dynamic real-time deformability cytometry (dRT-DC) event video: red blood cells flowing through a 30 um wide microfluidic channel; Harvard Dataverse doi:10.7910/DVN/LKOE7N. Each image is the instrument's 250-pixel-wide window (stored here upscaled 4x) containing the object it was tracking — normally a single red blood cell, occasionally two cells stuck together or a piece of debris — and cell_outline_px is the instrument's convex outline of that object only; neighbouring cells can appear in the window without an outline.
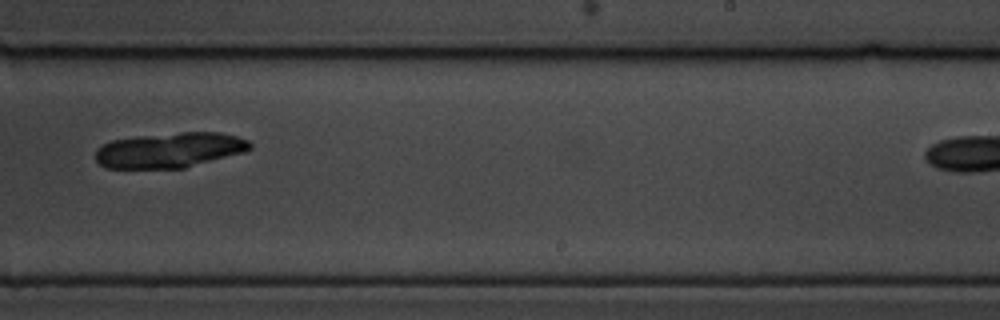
{"species": "common noctule bat (a hibernating species)", "species_latin": "Nyctalus noctula", "temperature_condition": "cold", "stored_images_in_passage": 10, "camera_frame_rate_fps": 3000, "um_per_image_px": 0.085, "animal": {"sex": "male", "body_mass_g": 19.5, "forearm_length_mm": 54.6}, "frame": {"image": 1, "passage_image": 7, "time_ms": 7.667, "image_size_px": [1000, 320], "cell_outline_px": [[252, 148], [244, 152], [184, 168], [108, 168], [100, 164], [96, 160], [96, 148], [112, 140], [136, 136], [180, 132], [220, 132], [236, 136], [248, 140], [252, 144]], "centroid_in_image_um": [14.43, 12.75], "position_along_channel_um": 274.6, "area_um2": 31.67}}